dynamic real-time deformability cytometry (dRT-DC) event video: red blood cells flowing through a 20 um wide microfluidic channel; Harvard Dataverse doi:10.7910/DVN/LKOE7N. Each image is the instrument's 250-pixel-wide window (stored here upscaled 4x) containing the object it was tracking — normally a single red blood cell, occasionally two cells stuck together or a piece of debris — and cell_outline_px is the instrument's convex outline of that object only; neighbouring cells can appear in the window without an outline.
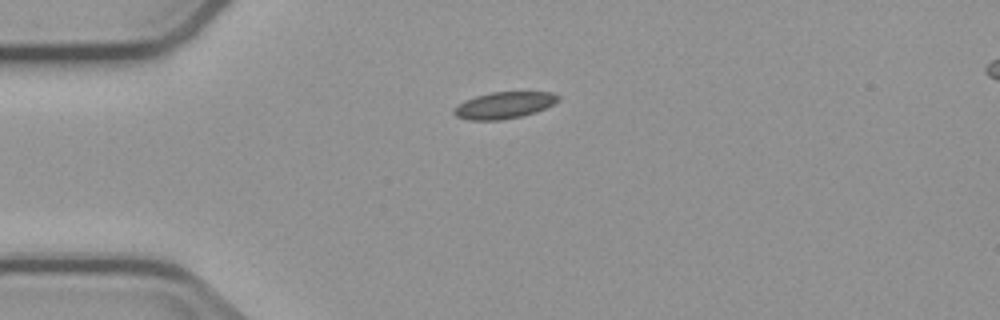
{"species": "common noctule bat (a hibernating species)", "species_latin": "Nyctalus noctula", "temperature_condition": "cold", "stored_images_in_passage": 6, "camera_frame_rate_fps": 3000, "um_per_image_px": 0.085, "animal": {"sex": "male", "body_mass_g": 23.1, "forearm_length_mm": 52.7}, "frame": {"image": 1, "passage_image": 1, "time_ms": 0.0, "image_size_px": [1000, 320], "cell_outline_px": [[560, 100], [536, 112], [524, 116], [500, 120], [468, 120], [456, 116], [452, 112], [452, 108], [464, 100], [476, 96], [492, 92], [552, 92], [560, 96]], "centroid_in_image_um": [42.82, 8.95], "position_along_channel_um": 42.2, "area_um2": 16.3}}
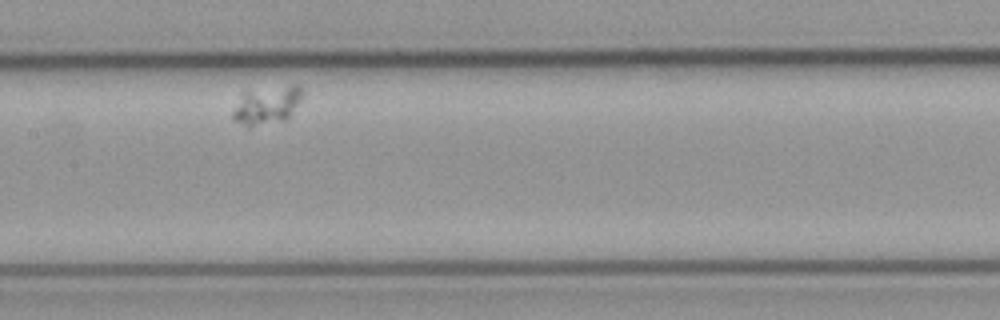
{"frame": {"image": 2, "passage_image": 5, "time_ms": 6.333, "image_size_px": [1000, 320], "cell_outline_px": [[304, 92], [292, 112], [284, 120], [248, 128], [232, 120], [232, 112], [244, 92], [292, 84], [300, 84], [304, 88]], "centroid_in_image_um": [22.69, 8.94], "position_along_channel_um": 184.7, "area_um2": 15.43}}
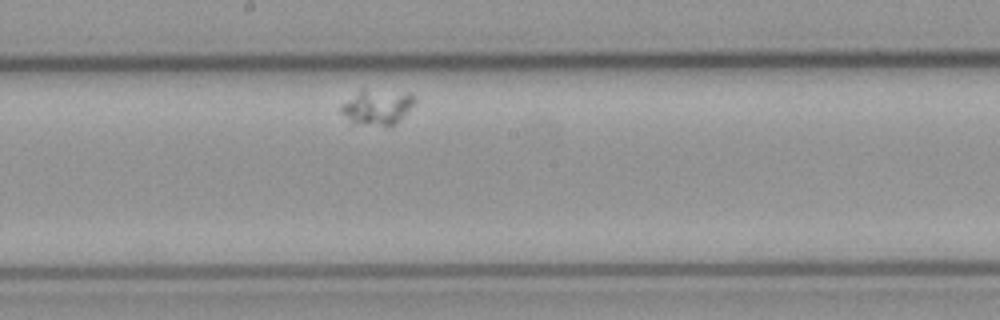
{"frame": {"image": 3, "passage_image": 6, "time_ms": 7.333, "image_size_px": [1000, 320], "cell_outline_px": [[416, 100], [396, 124], [352, 124], [340, 112], [340, 104], [360, 88], [364, 88], [412, 92], [416, 96]], "centroid_in_image_um": [32.02, 9.03], "position_along_channel_um": 216.2, "area_um2": 15.49}}